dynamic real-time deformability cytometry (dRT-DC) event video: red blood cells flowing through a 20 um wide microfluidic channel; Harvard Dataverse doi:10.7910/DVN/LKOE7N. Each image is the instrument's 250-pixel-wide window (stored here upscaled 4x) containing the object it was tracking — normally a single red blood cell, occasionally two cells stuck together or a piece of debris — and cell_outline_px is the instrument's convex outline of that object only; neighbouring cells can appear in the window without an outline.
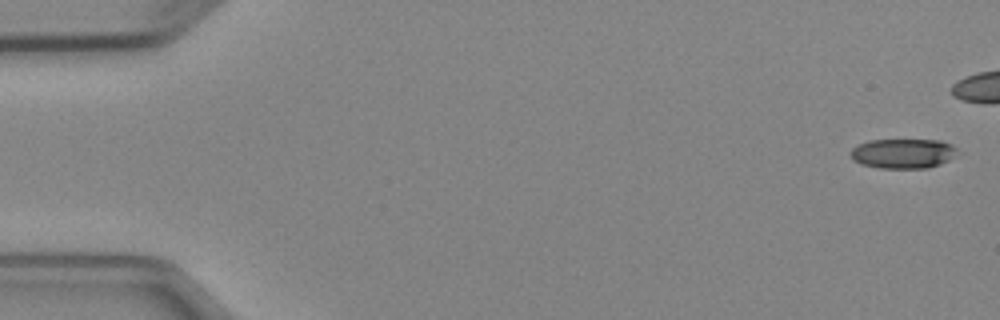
{"species": "Egyptian fruit bat (a non-hibernating species)", "species_latin": "Rousettus aegyptiacus", "temperature_condition": "cold", "stored_images_in_passage": 6, "camera_frame_rate_fps": 3000, "um_per_image_px": 0.085, "animal": {"sex": "female"}, "frame": {"image": 1, "passage_image": 1, "time_ms": 0.0, "image_size_px": [1000, 320], "cell_outline_px": [[960, 152], [948, 160], [940, 164], [928, 168], [880, 168], [860, 164], [852, 160], [848, 152], [856, 144], [868, 140], [940, 140], [952, 144]], "centroid_in_image_um": [76.72, 13.04], "position_along_channel_um": 8.3, "area_um2": 18.84}}